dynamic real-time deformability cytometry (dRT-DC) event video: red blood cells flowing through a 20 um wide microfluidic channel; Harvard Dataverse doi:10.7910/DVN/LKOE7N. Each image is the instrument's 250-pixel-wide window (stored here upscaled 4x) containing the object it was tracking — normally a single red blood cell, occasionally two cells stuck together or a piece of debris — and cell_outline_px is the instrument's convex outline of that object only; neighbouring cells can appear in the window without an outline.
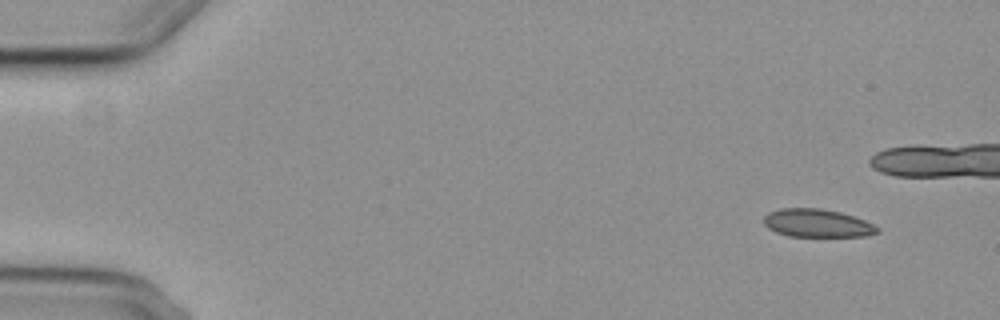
{"species": "common noctule bat (a hibernating species)", "species_latin": "Nyctalus noctula", "temperature_condition": "cold", "stored_images_in_passage": 10, "camera_frame_rate_fps": 3000, "um_per_image_px": 0.085, "animal": {"sex": "female", "body_mass_g": 29.2, "forearm_length_mm": 56.3}, "frame": {"image": 1, "passage_image": 1, "time_ms": 0.0, "image_size_px": [1000, 320], "cell_outline_px": [[880, 232], [864, 236], [788, 236], [776, 232], [768, 228], [764, 224], [764, 216], [768, 212], [780, 208], [820, 208], [840, 212], [864, 220], [880, 228]], "centroid_in_image_um": [69.44, 18.96], "position_along_channel_um": 15.6, "area_um2": 18.55}}
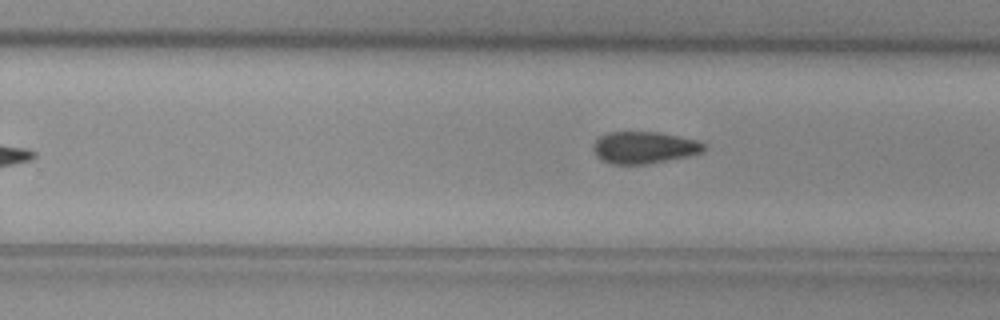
{"frame": {"image": 2, "passage_image": 10, "time_ms": 11.667, "image_size_px": [1000, 320], "cell_outline_px": [[704, 148], [700, 152], [688, 156], [644, 164], [612, 164], [600, 160], [596, 156], [592, 148], [592, 144], [600, 136], [608, 132], [660, 132], [696, 140], [704, 144]], "centroid_in_image_um": [54.68, 12.53], "position_along_channel_um": 275.1, "area_um2": 20.46}}